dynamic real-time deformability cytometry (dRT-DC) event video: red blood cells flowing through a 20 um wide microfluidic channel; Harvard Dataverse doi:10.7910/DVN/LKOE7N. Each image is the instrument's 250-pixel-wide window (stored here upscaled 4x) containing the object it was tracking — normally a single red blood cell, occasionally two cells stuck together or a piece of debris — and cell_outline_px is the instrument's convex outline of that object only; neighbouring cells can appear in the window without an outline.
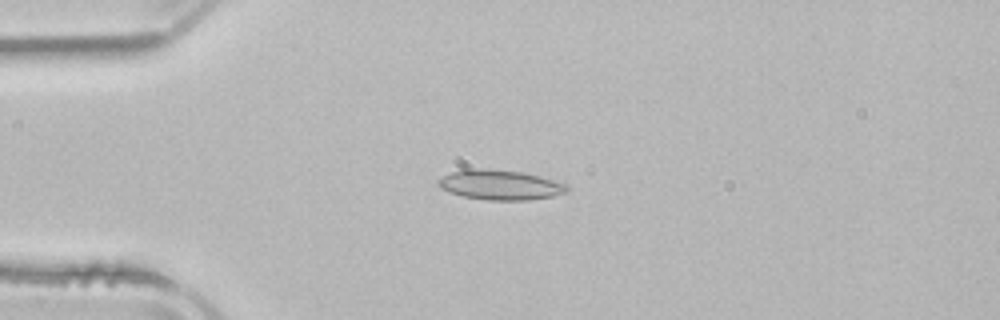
{"species": "common noctule bat (a hibernating species)", "species_latin": "Nyctalus noctula", "temperature_condition": "room temperature", "stored_images_in_passage": 2, "camera_frame_rate_fps": 3000, "um_per_image_px": 0.085, "animal": {"sex": "male", "body_mass_g": 21.5, "forearm_length_mm": 52.0}, "frame": {"image": 1, "passage_image": 1, "time_ms": 0.0, "image_size_px": [1000, 320], "cell_outline_px": [[568, 192], [552, 196], [528, 200], [488, 200], [464, 196], [440, 188], [436, 184], [436, 180], [452, 172], [464, 168], [472, 168], [520, 172], [540, 176], [568, 184]], "centroid_in_image_um": [42.51, 15.71], "position_along_channel_um": 42.5, "area_um2": 22.25}}